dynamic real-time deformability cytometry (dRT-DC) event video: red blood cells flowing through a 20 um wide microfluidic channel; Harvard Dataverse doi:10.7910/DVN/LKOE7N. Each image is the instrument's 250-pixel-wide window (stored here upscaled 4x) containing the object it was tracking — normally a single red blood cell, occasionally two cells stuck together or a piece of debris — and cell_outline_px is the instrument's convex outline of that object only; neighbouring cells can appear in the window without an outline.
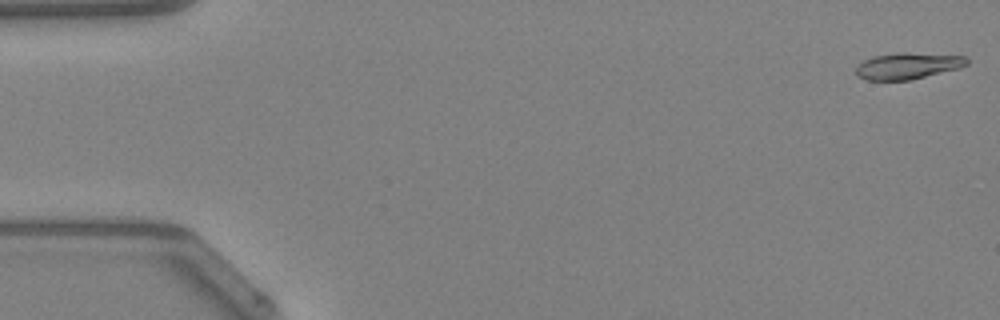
{"species": "Egyptian fruit bat (a non-hibernating species)", "species_latin": "Rousettus aegyptiacus", "temperature_condition": "warm", "stored_images_in_passage": 27, "camera_frame_rate_fps": 3000, "um_per_image_px": 0.085, "animal": {"sex": "female"}, "frame": {"image": 1, "passage_image": 1, "time_ms": 0.0, "image_size_px": [1000, 320], "cell_outline_px": [[968, 64], [960, 68], [908, 80], [868, 80], [860, 76], [856, 72], [856, 68], [864, 60], [872, 56], [896, 52], [908, 52], [964, 56], [968, 60]], "centroid_in_image_um": [77.17, 5.58], "position_along_channel_um": 7.8, "area_um2": 16.94}}
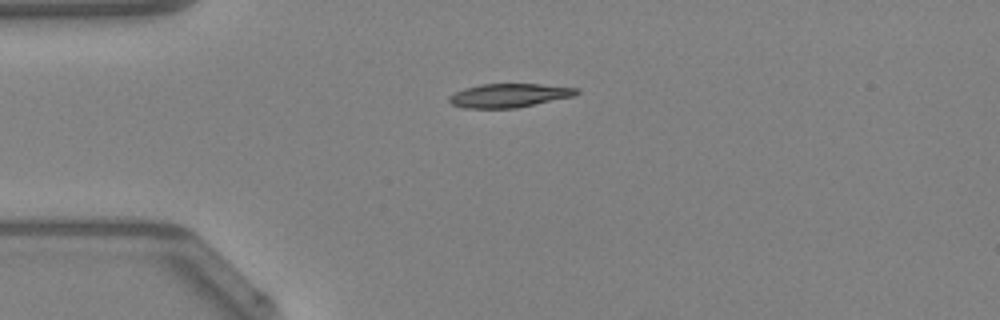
{"frame": {"image": 2, "passage_image": 12, "time_ms": 3.667, "image_size_px": [1000, 320], "cell_outline_px": [[580, 92], [572, 96], [516, 108], [460, 108], [452, 104], [448, 100], [448, 96], [464, 88], [480, 84], [540, 84], [580, 88]], "centroid_in_image_um": [43.24, 8.11], "position_along_channel_um": 41.8, "area_um2": 17.63}}
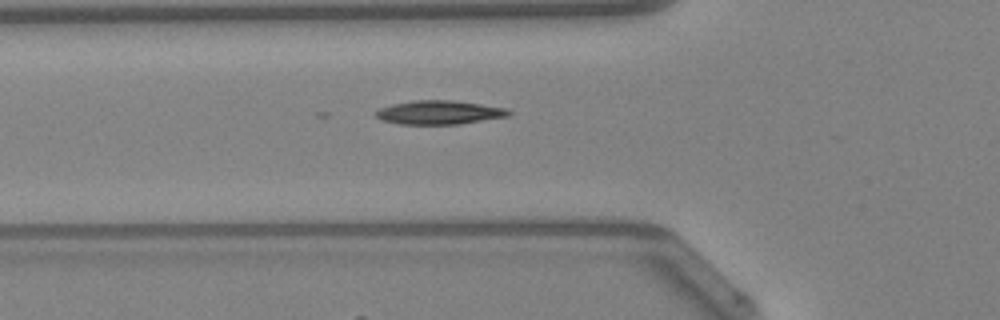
{"frame": {"image": 3, "passage_image": 17, "time_ms": 5.333, "image_size_px": [1000, 320], "cell_outline_px": [[512, 112], [508, 116], [456, 124], [400, 124], [380, 120], [372, 112], [380, 108], [392, 104], [412, 100], [452, 100], [508, 108]], "centroid_in_image_um": [37.28, 9.55], "position_along_channel_um": 88.5, "area_um2": 18.44}}